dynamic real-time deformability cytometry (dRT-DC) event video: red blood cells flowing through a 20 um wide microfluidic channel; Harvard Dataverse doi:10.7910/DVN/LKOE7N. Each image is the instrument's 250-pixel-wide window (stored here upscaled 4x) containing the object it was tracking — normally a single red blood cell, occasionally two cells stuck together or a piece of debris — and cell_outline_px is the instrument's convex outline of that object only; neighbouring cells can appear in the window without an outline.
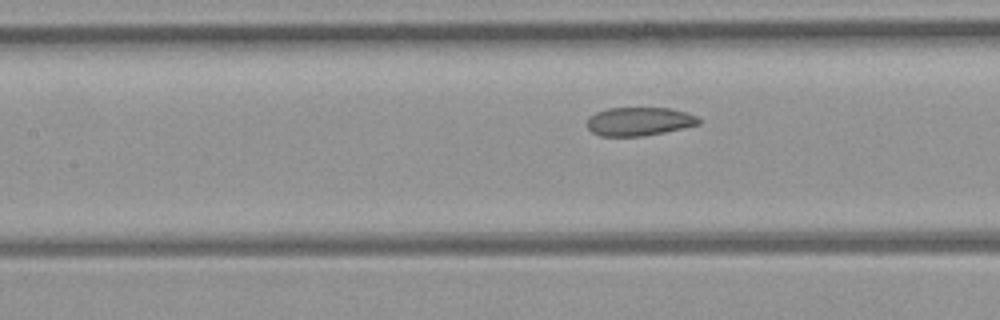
{"species": "common noctule bat (a hibernating species)", "species_latin": "Nyctalus noctula", "temperature_condition": "room temperature", "stored_images_in_passage": 6, "camera_frame_rate_fps": 3000, "um_per_image_px": 0.085, "animal": {"sex": "female", "body_mass_g": 21.9}, "frame": {"image": 1, "passage_image": 6, "time_ms": 5.667, "image_size_px": [1000, 320], "cell_outline_px": [[700, 124], [664, 132], [640, 136], [600, 136], [592, 132], [588, 128], [588, 120], [596, 112], [608, 108], [672, 108], [696, 116], [700, 120]], "centroid_in_image_um": [54.33, 10.32], "position_along_channel_um": 153.1, "area_um2": 18.32}}